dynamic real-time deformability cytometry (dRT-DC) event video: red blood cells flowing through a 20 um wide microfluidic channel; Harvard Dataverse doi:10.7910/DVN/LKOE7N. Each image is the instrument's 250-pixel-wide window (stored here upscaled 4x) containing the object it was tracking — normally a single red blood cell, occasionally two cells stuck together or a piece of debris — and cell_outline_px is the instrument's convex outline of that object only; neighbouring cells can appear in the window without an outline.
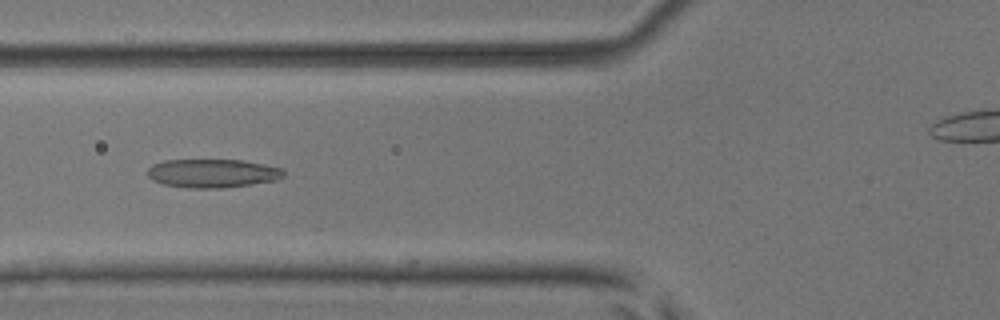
{"species": "common noctule bat (a hibernating species)", "species_latin": "Nyctalus noctula", "temperature_condition": "room temperature", "stored_images_in_passage": 45, "camera_frame_rate_fps": 3000, "um_per_image_px": 0.085, "animal": {"sex": "male", "body_mass_g": 17.9, "forearm_length_mm": 54.2}, "frame": {"image": 1, "passage_image": 19, "time_ms": 6.0, "image_size_px": [1000, 320], "cell_outline_px": [[284, 176], [276, 180], [252, 184], [224, 188], [188, 188], [164, 184], [152, 180], [148, 176], [148, 168], [152, 164], [164, 160], [244, 160], [284, 168]], "centroid_in_image_um": [18.08, 14.73], "position_along_channel_um": 107.7, "area_um2": 22.83}}
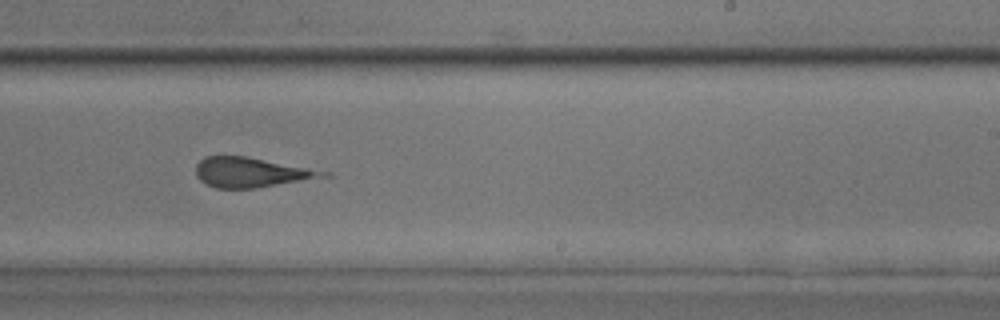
{"frame": {"image": 2, "passage_image": 31, "time_ms": 10.0, "image_size_px": [1000, 320], "cell_outline_px": [[312, 176], [296, 180], [256, 188], [216, 188], [200, 180], [196, 176], [196, 164], [204, 156], [248, 156], [304, 168], [312, 172]], "centroid_in_image_um": [20.92, 14.63], "position_along_channel_um": 268.1, "area_um2": 20.29}}
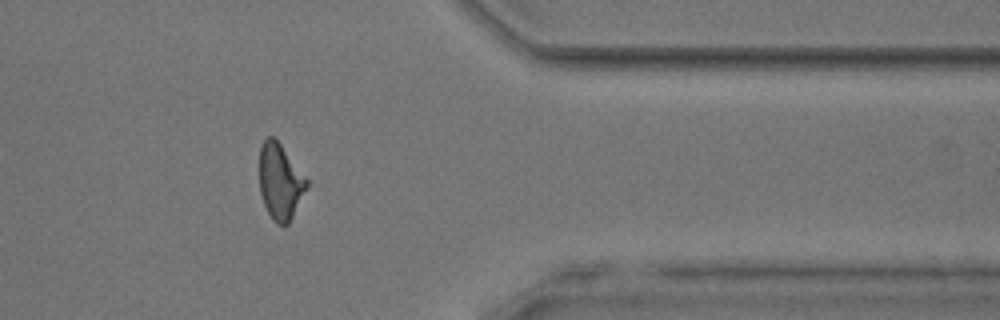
{"frame": {"image": 3, "passage_image": 41, "time_ms": 13.333, "image_size_px": [1000, 320], "cell_outline_px": [[308, 188], [288, 224], [276, 224], [272, 220], [264, 204], [260, 192], [260, 144], [268, 136], [276, 136], [308, 180]], "centroid_in_image_um": [23.82, 15.4], "position_along_channel_um": 387.6, "area_um2": 21.1}}